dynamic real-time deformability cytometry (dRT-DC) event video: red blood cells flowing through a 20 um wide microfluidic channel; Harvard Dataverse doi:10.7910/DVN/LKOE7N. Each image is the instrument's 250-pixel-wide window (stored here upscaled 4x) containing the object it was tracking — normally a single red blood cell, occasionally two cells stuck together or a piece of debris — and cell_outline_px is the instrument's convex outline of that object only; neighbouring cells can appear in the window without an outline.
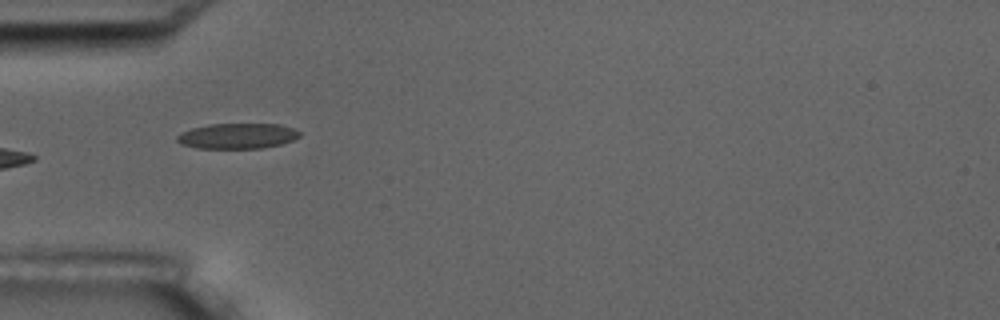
{"species": "common noctule bat (a hibernating species)", "species_latin": "Nyctalus noctula", "temperature_condition": "room temperature", "stored_images_in_passage": 17, "camera_frame_rate_fps": 3000, "um_per_image_px": 0.085, "animal": {"sex": "male", "body_mass_g": 17.5, "forearm_length_mm": 52.3}, "frame": {"image": 1, "passage_image": 6, "time_ms": 5.667, "image_size_px": [1000, 320], "cell_outline_px": [[300, 136], [292, 140], [280, 144], [264, 148], [196, 148], [180, 144], [176, 140], [176, 136], [192, 128], [208, 124], [280, 124], [292, 128], [300, 132]], "centroid_in_image_um": [20.17, 11.56], "position_along_channel_um": 64.8, "area_um2": 18.09}}
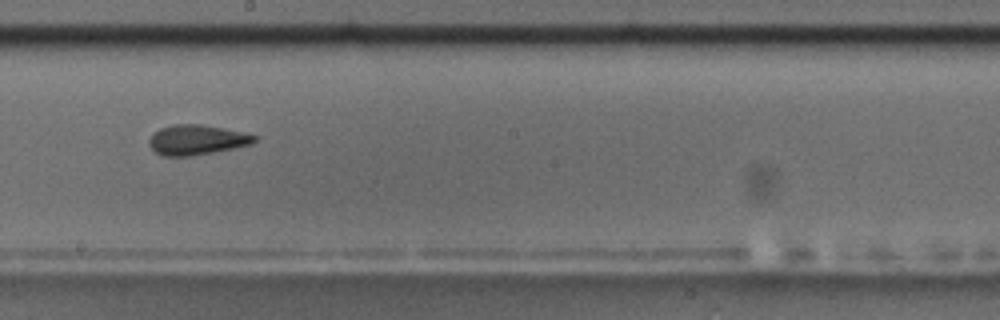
{"frame": {"image": 2, "passage_image": 10, "time_ms": 10.333, "image_size_px": [1000, 320], "cell_outline_px": [[256, 140], [252, 144], [216, 152], [192, 156], [164, 156], [156, 152], [148, 144], [148, 140], [160, 128], [172, 124], [200, 124], [240, 132], [256, 136]], "centroid_in_image_um": [16.7, 11.9], "position_along_channel_um": 231.5, "area_um2": 18.21}, "authors_computed_cell_mechanics": {"area_um2": 18.207, "velocity_mm_per_s": 3.5913, "shape_relaxation_time_tau1_ms": 2.5872, "shape_relaxation_time_tau2_ms": 1.9267, "deformation_change_tau1": 0.0996, "deformation_change_tau2": 0.0793}}